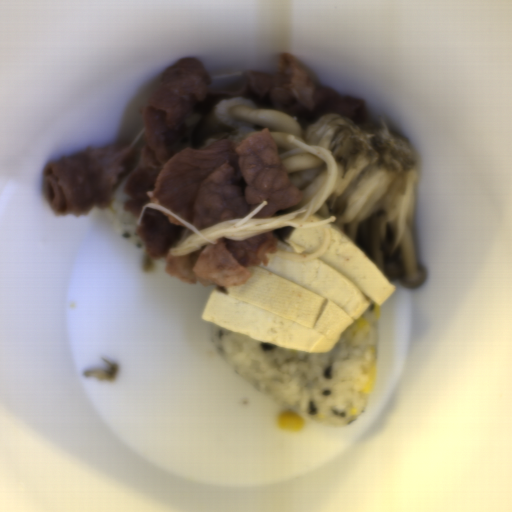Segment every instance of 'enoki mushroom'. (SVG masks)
Listing matches in <instances>:
<instances>
[{
	"instance_id": "obj_2",
	"label": "enoki mushroom",
	"mask_w": 512,
	"mask_h": 512,
	"mask_svg": "<svg viewBox=\"0 0 512 512\" xmlns=\"http://www.w3.org/2000/svg\"><path fill=\"white\" fill-rule=\"evenodd\" d=\"M240 76H244V72L235 71V72H230V73H225V74H220V75H215V76H210V77L212 80V79H224V78H237Z\"/></svg>"
},
{
	"instance_id": "obj_1",
	"label": "enoki mushroom",
	"mask_w": 512,
	"mask_h": 512,
	"mask_svg": "<svg viewBox=\"0 0 512 512\" xmlns=\"http://www.w3.org/2000/svg\"><path fill=\"white\" fill-rule=\"evenodd\" d=\"M285 139L297 148L281 155L279 157L281 160L300 153H312L326 161L328 167L327 180L320 193L297 212L274 218H253L260 210L269 204L268 200H264L258 207L253 209L249 215L242 219L223 221L214 226L199 230L168 208L154 203H148L142 205L135 222L136 226H140L147 209L161 211L175 219L184 228V231L180 235L177 244L170 248L169 254L181 257L198 251L203 245L216 244L219 239H230L240 242L261 233L285 227L296 229H323L326 233L325 241L316 252L309 255H297L283 250L273 252L271 255L277 259H286L304 264L316 260L325 254L331 245L332 230L329 224L336 222L337 218L336 216H331L320 222H309L308 217L315 213L331 195L336 181L337 164L332 154L325 146L308 145L295 138L292 134H289Z\"/></svg>"
},
{
	"instance_id": "obj_3",
	"label": "enoki mushroom",
	"mask_w": 512,
	"mask_h": 512,
	"mask_svg": "<svg viewBox=\"0 0 512 512\" xmlns=\"http://www.w3.org/2000/svg\"><path fill=\"white\" fill-rule=\"evenodd\" d=\"M146 126L144 125L142 129L139 131V133L136 135V137L133 139V141L130 143L128 147H134L135 144L139 141V139L143 136L145 133Z\"/></svg>"
}]
</instances>
